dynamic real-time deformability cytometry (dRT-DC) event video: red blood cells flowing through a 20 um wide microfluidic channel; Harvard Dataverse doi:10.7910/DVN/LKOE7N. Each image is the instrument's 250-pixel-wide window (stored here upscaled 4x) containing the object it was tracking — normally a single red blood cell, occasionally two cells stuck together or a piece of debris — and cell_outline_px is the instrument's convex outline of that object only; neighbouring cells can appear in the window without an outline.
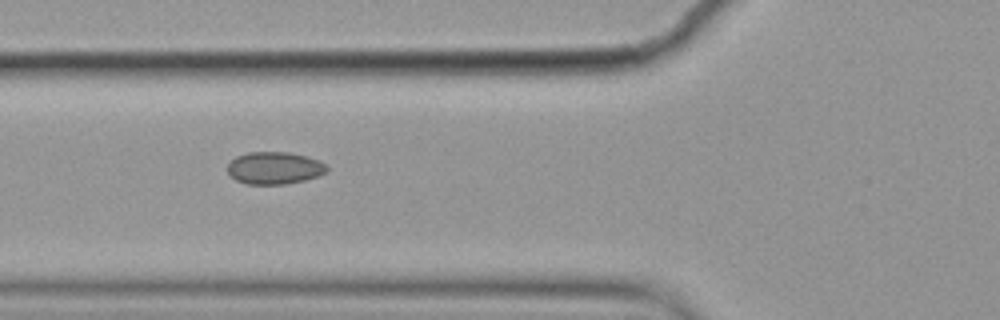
{"species": "common noctule bat (a hibernating species)", "species_latin": "Nyctalus noctula", "temperature_condition": "cold", "stored_images_in_passage": 5, "camera_frame_rate_fps": 3000, "um_per_image_px": 0.085, "animal": {"sex": "female", "body_mass_g": 19.9}, "frame": {"image": 1, "passage_image": 5, "time_ms": 1.333, "image_size_px": [1000, 320], "cell_outline_px": [[328, 168], [324, 172], [316, 176], [304, 180], [284, 184], [248, 184], [236, 180], [228, 172], [228, 164], [236, 156], [248, 152], [288, 152], [308, 156], [320, 160]], "centroid_in_image_um": [23.32, 14.27], "position_along_channel_um": 102.5, "area_um2": 18.55}}